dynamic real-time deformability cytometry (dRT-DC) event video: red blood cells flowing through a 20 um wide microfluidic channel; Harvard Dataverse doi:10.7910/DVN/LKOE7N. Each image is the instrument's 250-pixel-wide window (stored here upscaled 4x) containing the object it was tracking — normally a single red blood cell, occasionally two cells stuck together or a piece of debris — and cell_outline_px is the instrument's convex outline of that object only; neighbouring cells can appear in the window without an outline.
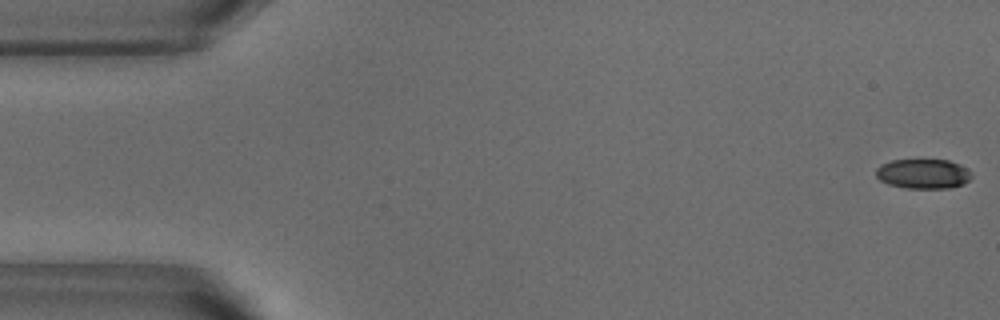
{"species": "common noctule bat (a hibernating species)", "species_latin": "Nyctalus noctula", "temperature_condition": "warm", "stored_images_in_passage": 13, "camera_frame_rate_fps": 3000, "um_per_image_px": 0.085, "animal": {"sex": "male", "body_mass_g": 18.8}, "frame": {"image": 1, "passage_image": 1, "time_ms": 0.0, "image_size_px": [1000, 320], "cell_outline_px": [[972, 176], [964, 184], [948, 188], [908, 188], [888, 184], [880, 180], [876, 176], [876, 168], [880, 164], [892, 160], [948, 160], [960, 164]], "centroid_in_image_um": [78.43, 14.77], "position_along_channel_um": 6.6, "area_um2": 16.42}}